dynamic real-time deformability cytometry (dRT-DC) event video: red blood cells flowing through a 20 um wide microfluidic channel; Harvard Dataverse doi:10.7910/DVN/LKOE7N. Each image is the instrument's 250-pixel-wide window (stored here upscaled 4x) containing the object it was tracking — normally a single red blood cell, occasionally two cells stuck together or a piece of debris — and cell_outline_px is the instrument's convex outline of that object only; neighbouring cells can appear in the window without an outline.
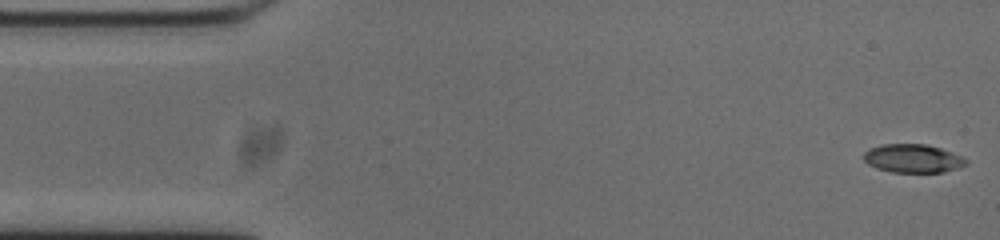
{"species": "common noctule bat (a hibernating species)", "species_latin": "Nyctalus noctula", "temperature_condition": "cold", "stored_images_in_passage": 52, "camera_frame_rate_fps": 3000, "um_per_image_px": 0.085, "animal": {"sex": "male", "body_mass_g": 20.0, "forearm_length_mm": 53.3}, "frame": {"image": 1, "passage_image": 1, "time_ms": 0.0, "image_size_px": [1000, 240], "cell_outline_px": [[968, 160], [964, 164], [956, 168], [944, 172], [892, 172], [876, 168], [868, 164], [864, 160], [864, 152], [868, 148], [884, 144], [928, 144], [952, 152]], "centroid_in_image_um": [77.55, 13.46], "position_along_channel_um": 7.4, "area_um2": 16.88}}
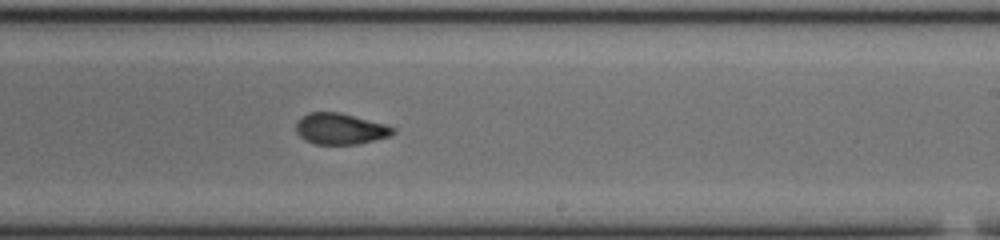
{"frame": {"image": 2, "passage_image": 30, "time_ms": 9.667, "image_size_px": [1000, 240], "cell_outline_px": [[396, 132], [388, 136], [356, 144], [312, 144], [304, 140], [296, 132], [296, 120], [300, 116], [308, 112], [340, 112], [384, 124], [396, 128]], "centroid_in_image_um": [28.86, 10.94], "position_along_channel_um": 260.1, "area_um2": 17.63}}
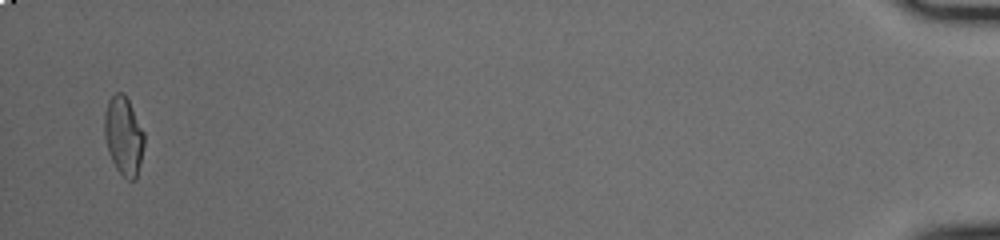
{"frame": {"image": 3, "passage_image": 51, "time_ms": 16.667, "image_size_px": [1000, 240], "cell_outline_px": [[144, 144], [136, 176], [132, 180], [128, 180], [116, 168], [108, 152], [104, 136], [104, 112], [108, 100], [116, 92], [120, 92], [128, 100], [144, 132]], "centroid_in_image_um": [10.48, 11.52], "position_along_channel_um": 424.7, "area_um2": 17.86}, "authors_computed_cell_mechanics": {"area_um2": 17.8313, "velocity_mm_per_s": 3.7903, "shape_relaxation_time_tau1_ms": null, "shape_relaxation_time_tau2_ms": 1.9523, "deformation_change_tau1": null, "deformation_change_tau2": 0.075}}